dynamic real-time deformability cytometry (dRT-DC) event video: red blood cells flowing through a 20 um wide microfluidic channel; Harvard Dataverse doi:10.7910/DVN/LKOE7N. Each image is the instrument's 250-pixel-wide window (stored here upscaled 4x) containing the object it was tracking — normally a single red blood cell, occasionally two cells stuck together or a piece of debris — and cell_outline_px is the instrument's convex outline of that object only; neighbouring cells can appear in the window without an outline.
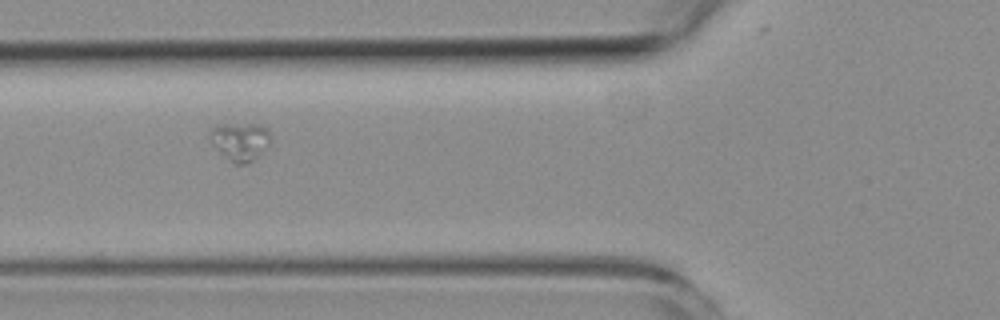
{"species": "common noctule bat (a hibernating species)", "species_latin": "Nyctalus noctula", "temperature_condition": "room temperature", "stored_images_in_passage": 4, "camera_frame_rate_fps": 3000, "um_per_image_px": 0.085, "animal": {"sex": "female", "body_mass_g": 19.3, "forearm_length_mm": 54.1}, "frame": {"image": 1, "passage_image": 3, "time_ms": 2.333, "image_size_px": [1000, 320], "cell_outline_px": [[272, 140], [252, 160], [244, 164], [232, 164], [220, 152], [208, 136], [208, 132], [216, 124], [264, 124], [268, 128], [272, 136]], "centroid_in_image_um": [20.42, 11.98], "position_along_channel_um": 105.4, "area_um2": 13.58}}
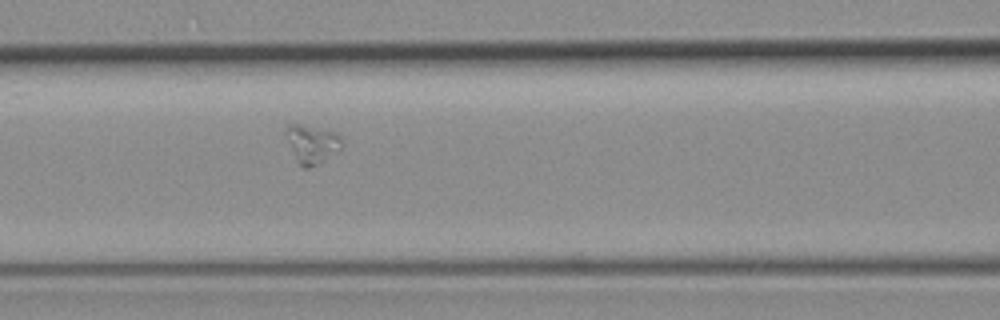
{"frame": {"image": 2, "passage_image": 4, "time_ms": 3.333, "image_size_px": [1000, 320], "cell_outline_px": [[340, 148], [316, 164], [308, 168], [304, 168], [296, 160], [284, 136], [284, 128], [288, 124], [296, 124], [336, 132], [340, 136]], "centroid_in_image_um": [26.42, 12.21], "position_along_channel_um": 140.2, "area_um2": 12.14}}